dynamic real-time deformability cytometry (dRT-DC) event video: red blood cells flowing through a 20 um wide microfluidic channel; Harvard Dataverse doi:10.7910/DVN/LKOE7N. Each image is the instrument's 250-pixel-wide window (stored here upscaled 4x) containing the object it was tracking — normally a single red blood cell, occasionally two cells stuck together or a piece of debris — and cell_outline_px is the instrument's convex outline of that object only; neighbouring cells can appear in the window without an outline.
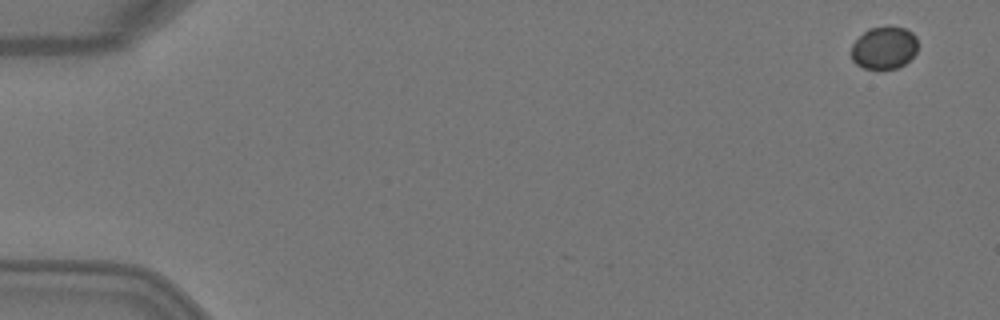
{"species": "Egyptian fruit bat (a non-hibernating species)", "species_latin": "Rousettus aegyptiacus", "temperature_condition": "warm", "stored_images_in_passage": 5, "camera_frame_rate_fps": 3000, "um_per_image_px": 0.085, "animal": {"sex": "female"}, "frame": {"image": 1, "passage_image": 1, "time_ms": 0.0, "image_size_px": [1000, 320], "cell_outline_px": [[916, 52], [904, 64], [896, 68], [864, 68], [856, 64], [852, 60], [852, 44], [868, 28], [904, 28], [912, 32], [916, 36]], "centroid_in_image_um": [75.14, 4.07], "position_along_channel_um": 9.9, "area_um2": 16.01}}
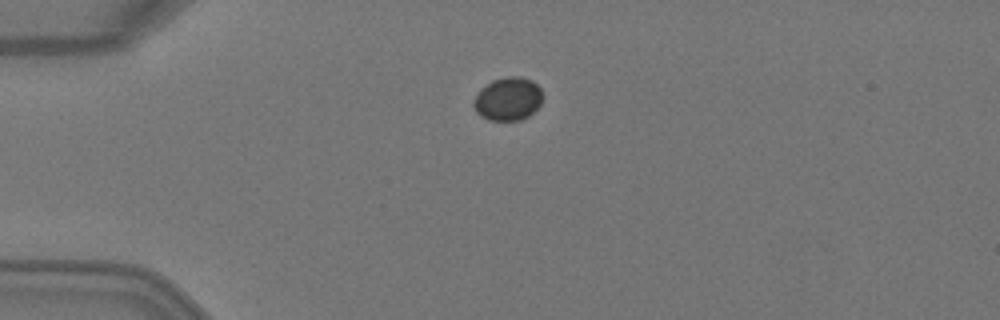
{"frame": {"image": 2, "passage_image": 4, "time_ms": 1.0, "image_size_px": [1000, 320], "cell_outline_px": [[544, 96], [540, 104], [528, 116], [520, 120], [488, 120], [480, 116], [476, 112], [472, 104], [480, 88], [492, 80], [508, 76], [520, 76], [532, 80], [540, 88]], "centroid_in_image_um": [43.17, 8.4], "position_along_channel_um": 41.8, "area_um2": 17.51}}